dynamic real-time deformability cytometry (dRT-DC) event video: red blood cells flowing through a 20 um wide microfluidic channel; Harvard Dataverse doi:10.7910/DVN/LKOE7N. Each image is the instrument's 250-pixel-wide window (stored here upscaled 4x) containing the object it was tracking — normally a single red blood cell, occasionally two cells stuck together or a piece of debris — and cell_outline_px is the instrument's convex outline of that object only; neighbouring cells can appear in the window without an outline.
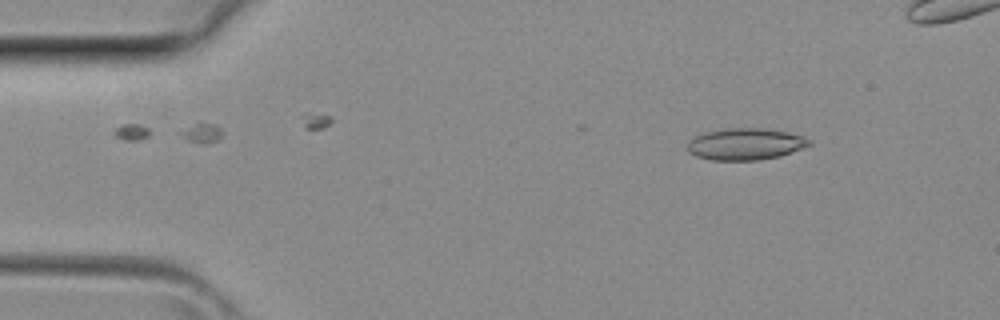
{"species": "common noctule bat (a hibernating species)", "species_latin": "Nyctalus noctula", "temperature_condition": "room temperature", "stored_images_in_passage": 11, "camera_frame_rate_fps": 3000, "um_per_image_px": 0.085, "animal": {"sex": "female", "body_mass_g": 29.2, "forearm_length_mm": 56.3}, "frame": {"image": 1, "passage_image": 4, "time_ms": 1.0, "image_size_px": [1000, 320], "cell_outline_px": [[812, 144], [780, 156], [760, 160], [712, 160], [696, 156], [688, 152], [688, 140], [704, 132], [724, 128], [764, 128], [788, 132], [804, 136], [812, 140]], "centroid_in_image_um": [63.36, 12.24], "position_along_channel_um": 21.6, "area_um2": 22.66}}